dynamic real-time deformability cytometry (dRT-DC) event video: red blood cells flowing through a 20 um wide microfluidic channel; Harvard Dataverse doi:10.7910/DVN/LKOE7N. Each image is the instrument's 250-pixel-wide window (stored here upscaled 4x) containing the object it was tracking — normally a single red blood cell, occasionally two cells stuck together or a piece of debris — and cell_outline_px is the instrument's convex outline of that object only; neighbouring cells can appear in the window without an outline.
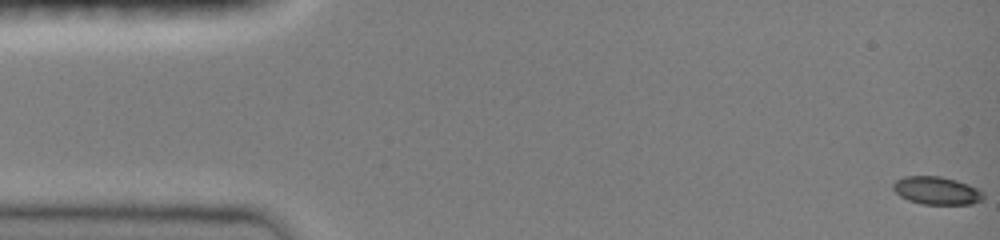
{"species": "common noctule bat (a hibernating species)", "species_latin": "Nyctalus noctula", "temperature_condition": "room temperature", "stored_images_in_passage": 48, "camera_frame_rate_fps": 3000, "um_per_image_px": 0.085, "animal": {"sex": "female", "body_mass_g": 19.0, "forearm_length_mm": 51.5}, "frame": {"image": 1, "passage_image": 1, "time_ms": 0.0, "image_size_px": [1000, 240], "cell_outline_px": [[984, 196], [980, 200], [968, 204], [924, 204], [908, 200], [900, 196], [892, 188], [892, 184], [896, 180], [904, 176], [940, 176], [956, 180], [968, 184], [976, 188]], "centroid_in_image_um": [79.56, 16.19], "position_along_channel_um": 5.4, "area_um2": 14.45}}
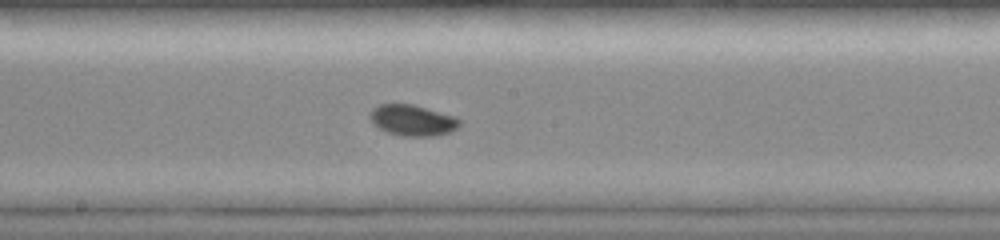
{"frame": {"image": 2, "passage_image": 26, "time_ms": 8.333, "image_size_px": [1000, 240], "cell_outline_px": [[460, 124], [456, 128], [448, 132], [436, 136], [404, 136], [384, 132], [372, 124], [368, 116], [372, 108], [380, 104], [412, 104], [456, 116], [460, 120]], "centroid_in_image_um": [35.02, 10.22], "position_along_channel_um": 213.2, "area_um2": 16.36}}
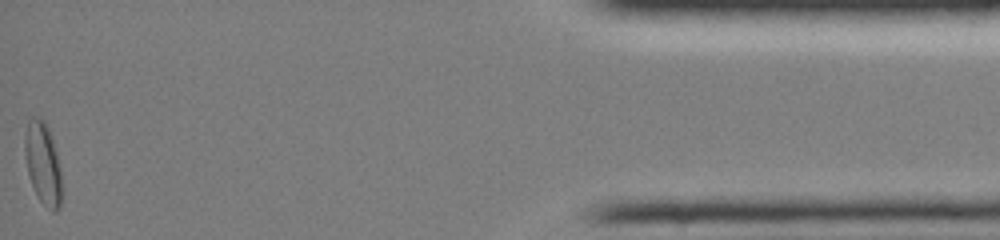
{"frame": {"image": 3, "passage_image": 48, "time_ms": 15.667, "image_size_px": [1000, 240], "cell_outline_px": [[60, 208], [56, 212], [52, 212], [36, 196], [28, 172], [24, 152], [24, 136], [28, 120], [32, 116], [40, 116], [44, 120], [52, 136], [60, 168]], "centroid_in_image_um": [3.62, 13.84], "position_along_channel_um": 431.6, "area_um2": 17.69}, "authors_computed_cell_mechanics": {"area_um2": 15.3459, "velocity_mm_per_s": 4.0597, "shape_relaxation_time_tau1_ms": 2.7396, "shape_relaxation_time_tau2_ms": null, "deformation_change_tau1": 0.1063, "deformation_change_tau2": null}}